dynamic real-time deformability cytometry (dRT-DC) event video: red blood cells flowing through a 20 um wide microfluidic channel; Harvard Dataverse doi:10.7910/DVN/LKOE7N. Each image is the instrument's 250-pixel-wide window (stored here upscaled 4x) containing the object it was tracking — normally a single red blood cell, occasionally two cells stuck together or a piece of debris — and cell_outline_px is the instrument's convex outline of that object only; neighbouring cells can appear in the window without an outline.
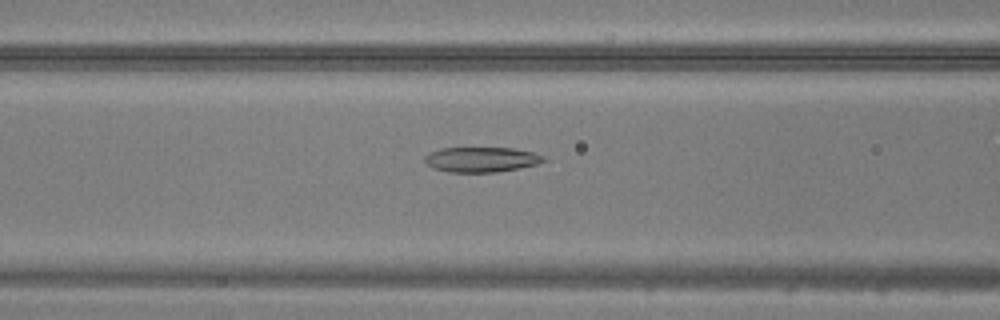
{"species": "common noctule bat (a hibernating species)", "species_latin": "Nyctalus noctula", "temperature_condition": "warm", "stored_images_in_passage": 48, "camera_frame_rate_fps": 3000, "um_per_image_px": 0.085, "animal": {"sex": "male", "body_mass_g": 20.5, "forearm_length_mm": 52.5}, "frame": {"image": 1, "passage_image": 20, "time_ms": 6.333, "image_size_px": [1000, 320], "cell_outline_px": [[548, 160], [536, 164], [496, 172], [448, 172], [432, 168], [424, 160], [424, 156], [432, 152], [444, 148], [512, 148], [532, 152], [544, 156]], "centroid_in_image_um": [40.91, 13.56], "position_along_channel_um": 125.7, "area_um2": 17.17}}
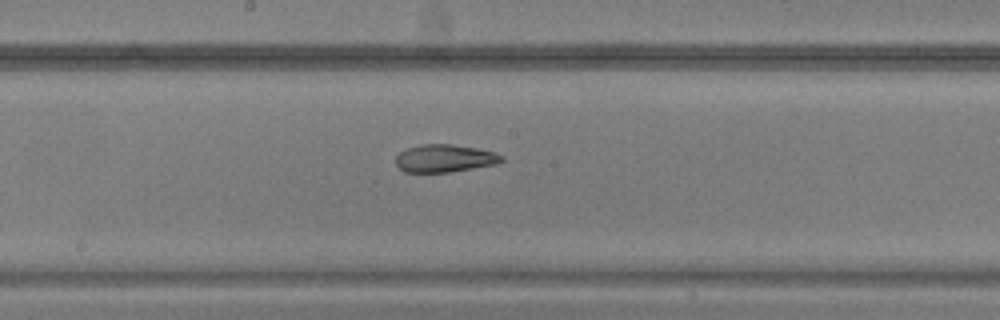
{"frame": {"image": 2, "passage_image": 26, "time_ms": 8.333, "image_size_px": [1000, 320], "cell_outline_px": [[504, 160], [496, 164], [448, 172], [404, 172], [396, 164], [396, 156], [400, 152], [408, 148], [420, 144], [452, 144], [476, 148], [496, 152], [504, 156]], "centroid_in_image_um": [37.81, 13.45], "position_along_channel_um": 210.4, "area_um2": 17.05}}
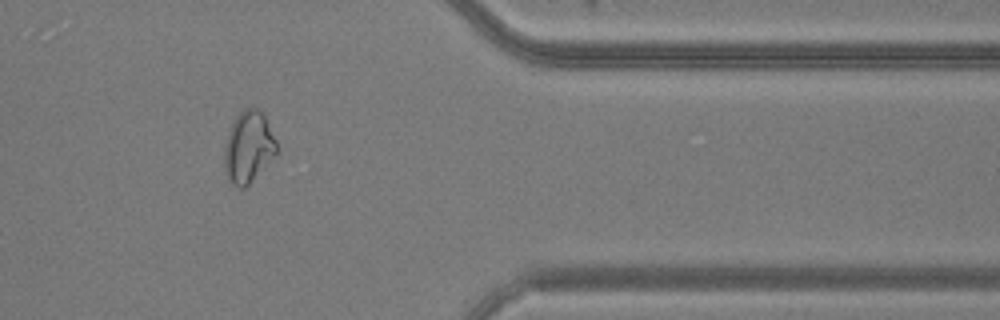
{"frame": {"image": 3, "passage_image": 40, "time_ms": 13.0, "image_size_px": [1000, 320], "cell_outline_px": [[276, 152], [248, 184], [244, 188], [240, 188], [232, 184], [228, 180], [224, 172], [224, 148], [228, 132], [236, 116], [244, 108], [256, 108], [264, 116], [276, 140]], "centroid_in_image_um": [21.06, 12.5], "position_along_channel_um": 390.3, "area_um2": 21.27}}